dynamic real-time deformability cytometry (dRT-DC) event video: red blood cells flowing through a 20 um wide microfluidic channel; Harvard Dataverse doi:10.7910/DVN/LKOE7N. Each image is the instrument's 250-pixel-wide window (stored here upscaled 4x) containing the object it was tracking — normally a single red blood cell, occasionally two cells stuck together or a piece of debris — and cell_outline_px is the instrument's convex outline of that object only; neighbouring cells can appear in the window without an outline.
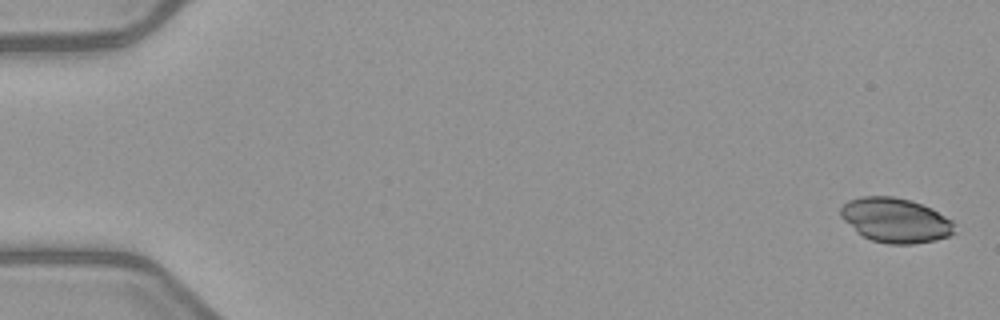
{"species": "common noctule bat (a hibernating species)", "species_latin": "Nyctalus noctula", "temperature_condition": "warm", "stored_images_in_passage": 3, "camera_frame_rate_fps": 3000, "um_per_image_px": 0.085, "animal": {"sex": "female", "body_mass_g": 21.9}, "frame": {"image": 1, "passage_image": 1, "time_ms": 0.0, "image_size_px": [1000, 320], "cell_outline_px": [[956, 232], [948, 236], [936, 240], [912, 244], [888, 244], [872, 240], [856, 232], [840, 216], [840, 208], [848, 200], [860, 196], [892, 196], [912, 200], [932, 208], [952, 220], [956, 224]], "centroid_in_image_um": [76.14, 18.71], "position_along_channel_um": 8.9, "area_um2": 29.88}}